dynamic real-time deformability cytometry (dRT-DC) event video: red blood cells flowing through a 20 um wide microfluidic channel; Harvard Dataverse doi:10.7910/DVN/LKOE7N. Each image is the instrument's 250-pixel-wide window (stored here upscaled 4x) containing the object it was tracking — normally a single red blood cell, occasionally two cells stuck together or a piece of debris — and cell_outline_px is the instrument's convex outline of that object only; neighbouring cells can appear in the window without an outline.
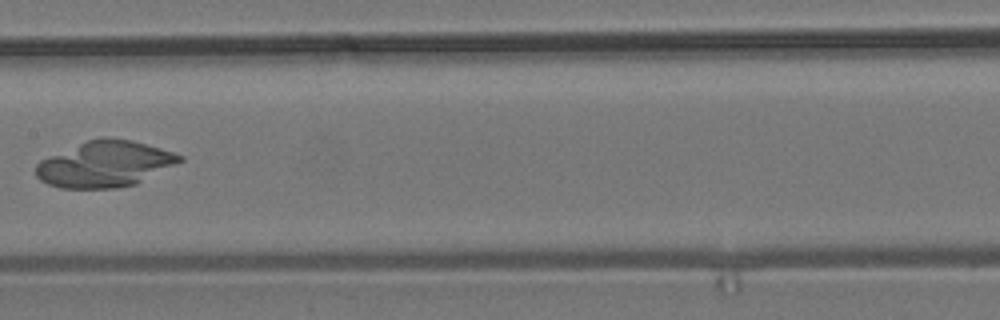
{"species": "common noctule bat (a hibernating species)", "species_latin": "Nyctalus noctula", "temperature_condition": "room temperature", "stored_images_in_passage": 8, "camera_frame_rate_fps": 3000, "um_per_image_px": 0.085, "animal": {"sex": "male", "body_mass_g": 19.2, "forearm_length_mm": 51.8}, "frame": {"image": 1, "passage_image": 8, "time_ms": 8.333, "image_size_px": [1000, 320], "cell_outline_px": [[184, 160], [136, 184], [116, 188], [60, 188], [48, 184], [40, 180], [36, 176], [36, 164], [40, 160], [88, 140], [100, 136], [104, 136], [132, 140], [160, 148], [184, 156]], "centroid_in_image_um": [8.92, 13.94], "position_along_channel_um": 198.5, "area_um2": 38.38}}